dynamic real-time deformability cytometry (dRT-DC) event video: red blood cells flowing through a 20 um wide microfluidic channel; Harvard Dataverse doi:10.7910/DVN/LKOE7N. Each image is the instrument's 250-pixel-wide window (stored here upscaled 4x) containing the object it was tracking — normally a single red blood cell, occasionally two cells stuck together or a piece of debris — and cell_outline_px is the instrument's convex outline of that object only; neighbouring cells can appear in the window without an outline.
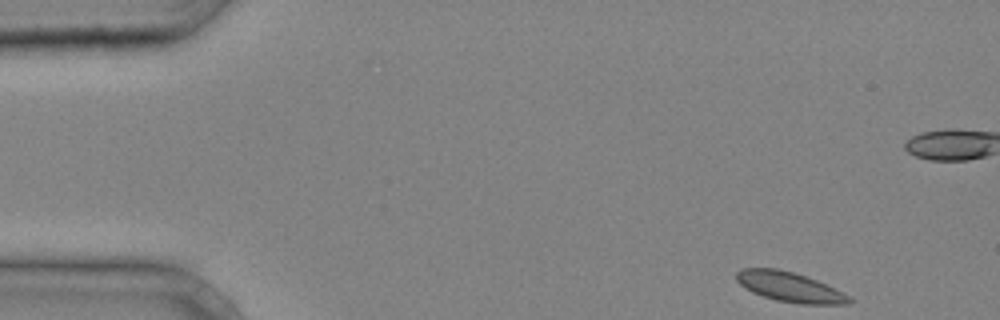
{"species": "common noctule bat (a hibernating species)", "species_latin": "Nyctalus noctula", "temperature_condition": "cold", "stored_images_in_passage": 33, "camera_frame_rate_fps": 3000, "um_per_image_px": 0.085, "animal": {"sex": "male", "body_mass_g": 20.4}, "frame": {"image": 1, "passage_image": 1, "time_ms": 0.0, "image_size_px": [1000, 320], "cell_outline_px": [[852, 300], [848, 304], [800, 304], [776, 300], [752, 292], [744, 288], [736, 280], [736, 272], [744, 268], [776, 268], [792, 272], [816, 280], [848, 296]], "centroid_in_image_um": [67.06, 24.39], "position_along_channel_um": 17.9, "area_um2": 19.19}}
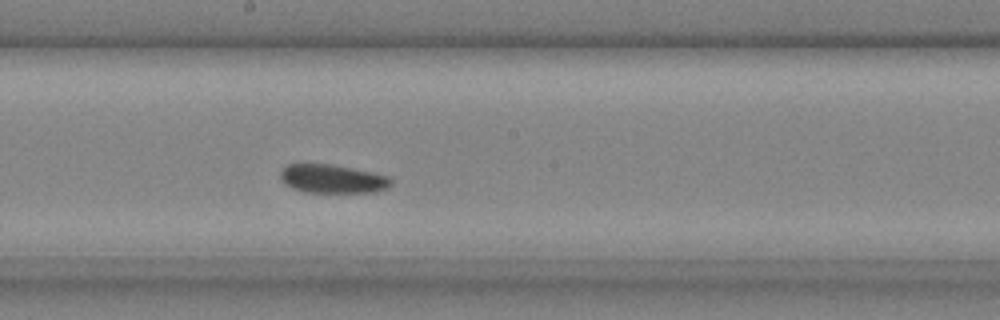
{"frame": {"image": 2, "passage_image": 20, "time_ms": 6.333, "image_size_px": [1000, 320], "cell_outline_px": [[392, 184], [388, 188], [376, 192], [304, 192], [292, 188], [284, 184], [280, 180], [280, 172], [288, 164], [332, 164], [372, 172], [388, 176], [392, 180]], "centroid_in_image_um": [28.26, 15.2], "position_along_channel_um": 219.9, "area_um2": 18.55}}
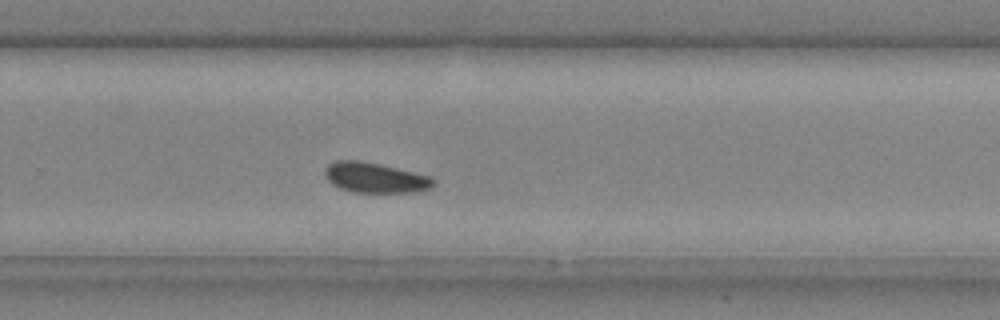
{"frame": {"image": 3, "passage_image": 25, "time_ms": 8.0, "image_size_px": [1000, 320], "cell_outline_px": [[436, 184], [432, 188], [416, 192], [352, 192], [340, 188], [332, 184], [328, 180], [324, 172], [328, 164], [336, 160], [360, 160], [380, 164], [432, 176], [436, 180]], "centroid_in_image_um": [31.93, 15.1], "position_along_channel_um": 297.9, "area_um2": 19.31}}